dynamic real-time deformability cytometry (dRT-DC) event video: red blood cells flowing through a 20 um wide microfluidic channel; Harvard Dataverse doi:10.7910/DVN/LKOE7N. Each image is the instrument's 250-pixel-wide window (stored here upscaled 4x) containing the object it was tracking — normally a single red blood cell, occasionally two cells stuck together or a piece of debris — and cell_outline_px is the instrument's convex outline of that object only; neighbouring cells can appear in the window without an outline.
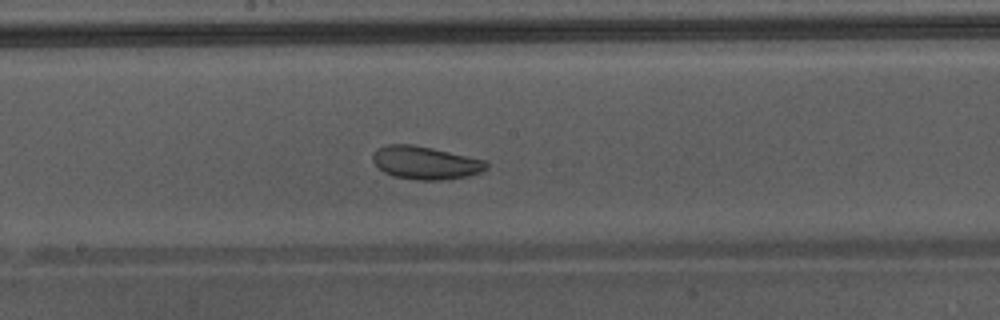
{"species": "Egyptian fruit bat (a non-hibernating species)", "species_latin": "Rousettus aegyptiacus", "temperature_condition": "warm", "stored_images_in_passage": 50, "camera_frame_rate_fps": 3000, "um_per_image_px": 0.085, "animal": {"sex": "male"}, "frame": {"image": 1, "passage_image": 29, "time_ms": 9.333, "image_size_px": [1000, 320], "cell_outline_px": [[488, 168], [480, 172], [468, 176], [440, 180], [420, 180], [396, 176], [384, 172], [372, 160], [372, 152], [376, 148], [388, 144], [412, 144], [432, 148], [484, 160], [488, 164]], "centroid_in_image_um": [36.13, 13.82], "position_along_channel_um": 212.1, "area_um2": 21.68}, "authors_computed_cell_mechanics": {"area_um2": 29.5069, "velocity_mm_per_s": 4.3231, "shape_relaxation_time_tau1_ms": 7.4133, "shape_relaxation_time_tau2_ms": 2.0408, "deformation_change_tau1": 0.0863, "deformation_change_tau2": 0.0841}}